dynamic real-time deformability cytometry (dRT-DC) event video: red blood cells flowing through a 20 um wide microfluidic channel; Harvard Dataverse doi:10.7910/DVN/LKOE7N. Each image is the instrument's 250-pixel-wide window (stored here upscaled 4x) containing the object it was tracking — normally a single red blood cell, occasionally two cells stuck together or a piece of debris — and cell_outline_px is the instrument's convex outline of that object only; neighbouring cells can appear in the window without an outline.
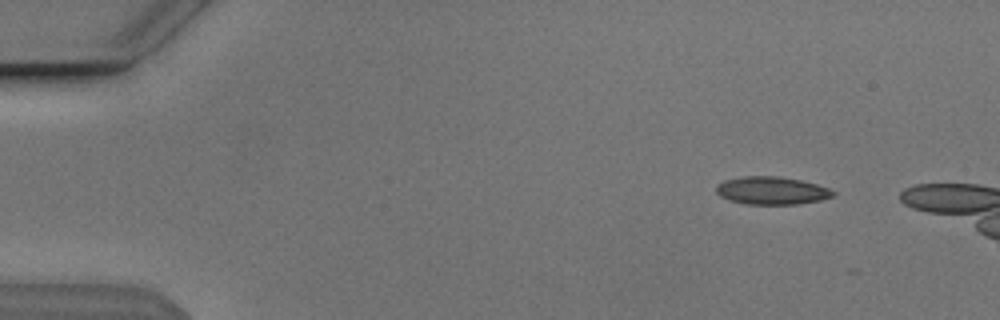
{"species": "Egyptian fruit bat (a non-hibernating species)", "species_latin": "Rousettus aegyptiacus", "temperature_condition": "cold", "stored_images_in_passage": 9, "camera_frame_rate_fps": 3000, "um_per_image_px": 0.085, "animal": {"sex": "male"}, "frame": {"image": 1, "passage_image": 1, "time_ms": 0.0, "image_size_px": [1000, 320], "cell_outline_px": [[836, 192], [832, 196], [820, 200], [796, 204], [744, 204], [728, 200], [720, 196], [716, 192], [716, 184], [724, 180], [744, 176], [780, 176], [800, 180], [816, 184], [828, 188]], "centroid_in_image_um": [65.55, 16.2], "position_along_channel_um": 19.5, "area_um2": 18.96}}